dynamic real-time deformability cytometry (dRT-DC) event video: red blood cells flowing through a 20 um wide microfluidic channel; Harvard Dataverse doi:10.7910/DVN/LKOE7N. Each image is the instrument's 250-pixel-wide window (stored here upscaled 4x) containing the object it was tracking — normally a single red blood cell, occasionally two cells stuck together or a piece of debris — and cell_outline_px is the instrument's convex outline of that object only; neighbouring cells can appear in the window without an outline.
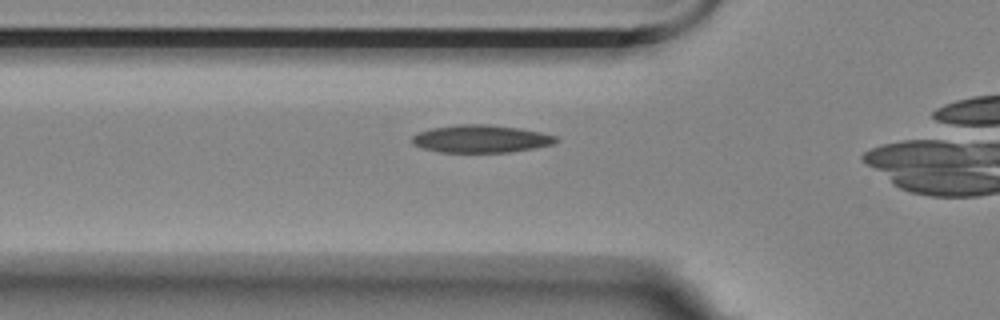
{"species": "Egyptian fruit bat (a non-hibernating species)", "species_latin": "Rousettus aegyptiacus", "temperature_condition": "room temperature", "stored_images_in_passage": 28, "camera_frame_rate_fps": 3000, "um_per_image_px": 0.085, "animal": {"sex": "female"}, "frame": {"image": 1, "passage_image": 12, "time_ms": 3.667, "image_size_px": [1000, 320], "cell_outline_px": [[560, 140], [552, 144], [532, 148], [508, 152], [440, 152], [424, 148], [412, 144], [412, 136], [420, 132], [432, 128], [456, 124], [484, 124], [520, 128], [540, 132], [556, 136]], "centroid_in_image_um": [40.87, 11.79], "position_along_channel_um": 84.9, "area_um2": 23.0}}
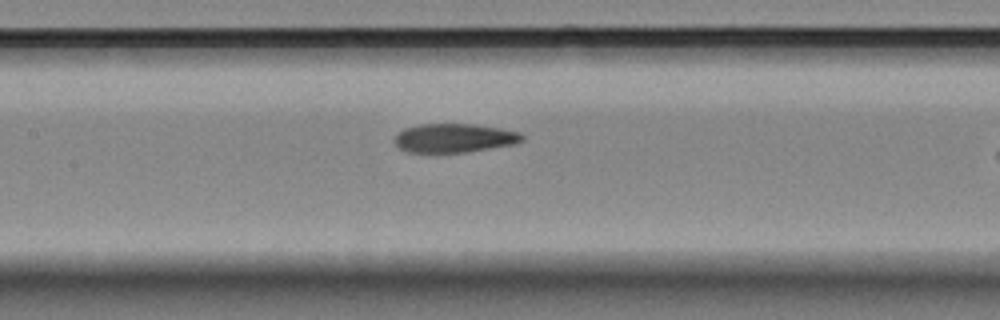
{"frame": {"image": 2, "passage_image": 19, "time_ms": 6.0, "image_size_px": [1000, 320], "cell_outline_px": [[524, 140], [516, 144], [468, 152], [408, 152], [400, 148], [392, 140], [404, 128], [420, 124], [476, 124], [500, 128], [520, 132], [524, 136]], "centroid_in_image_um": [38.65, 11.73], "position_along_channel_um": 168.7, "area_um2": 21.56}}
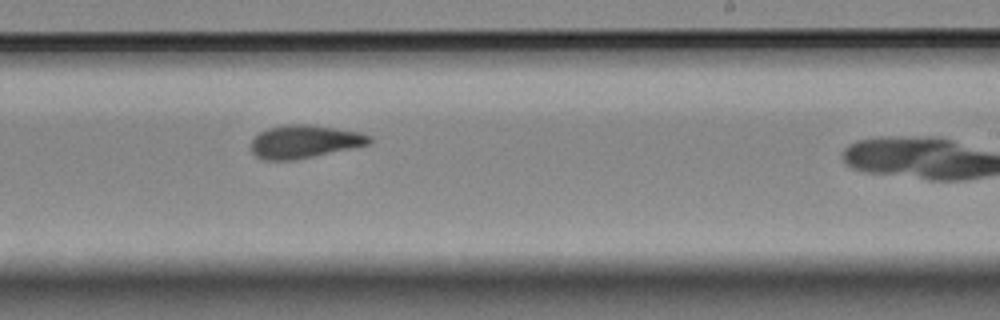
{"frame": {"image": 3, "passage_image": 27, "time_ms": 8.667, "image_size_px": [1000, 320], "cell_outline_px": [[372, 144], [292, 160], [264, 160], [256, 156], [252, 152], [252, 140], [260, 132], [268, 128], [288, 124], [308, 124], [360, 132], [372, 136]], "centroid_in_image_um": [25.9, 12.03], "position_along_channel_um": 263.1, "area_um2": 22.6}}